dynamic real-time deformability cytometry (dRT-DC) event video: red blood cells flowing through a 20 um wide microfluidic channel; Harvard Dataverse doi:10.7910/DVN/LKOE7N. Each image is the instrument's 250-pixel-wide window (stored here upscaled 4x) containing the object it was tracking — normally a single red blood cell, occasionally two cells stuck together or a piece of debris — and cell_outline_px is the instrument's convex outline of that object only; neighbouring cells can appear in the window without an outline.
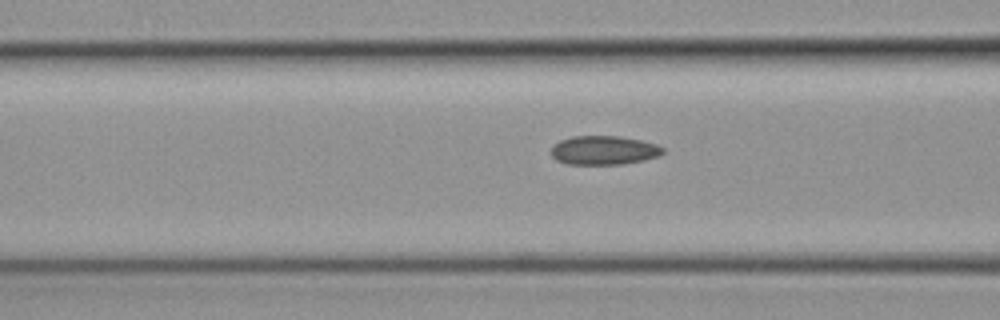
{"species": "common noctule bat (a hibernating species)", "species_latin": "Nyctalus noctula", "temperature_condition": "cold", "stored_images_in_passage": 9, "camera_frame_rate_fps": 3000, "um_per_image_px": 0.085, "animal": {"sex": "female", "body_mass_g": 19.3, "forearm_length_mm": 54.1}, "frame": {"image": 1, "passage_image": 7, "time_ms": 2.0, "image_size_px": [1000, 320], "cell_outline_px": [[664, 152], [656, 156], [644, 160], [624, 164], [568, 164], [556, 160], [552, 156], [552, 144], [560, 140], [572, 136], [620, 136], [640, 140], [656, 144], [664, 148]], "centroid_in_image_um": [51.3, 12.77], "position_along_channel_um": 115.3, "area_um2": 18.84}}